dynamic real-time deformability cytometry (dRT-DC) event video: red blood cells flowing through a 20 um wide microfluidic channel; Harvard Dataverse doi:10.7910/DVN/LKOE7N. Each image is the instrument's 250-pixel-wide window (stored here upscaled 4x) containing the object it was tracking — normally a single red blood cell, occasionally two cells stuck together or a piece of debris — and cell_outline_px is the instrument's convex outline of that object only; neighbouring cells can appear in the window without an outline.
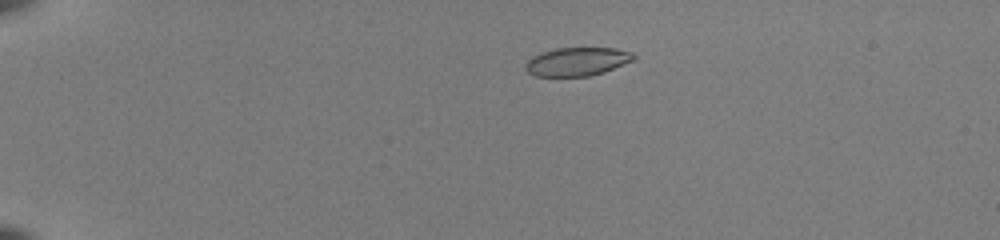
{"species": "common noctule bat (a hibernating species)", "species_latin": "Nyctalus noctula", "temperature_condition": "room temperature", "stored_images_in_passage": 51, "camera_frame_rate_fps": 3000, "um_per_image_px": 0.085, "animal": {"sex": "female", "body_mass_g": 22.0, "forearm_length_mm": 56.7}, "frame": {"image": 1, "passage_image": 11, "time_ms": 3.333, "image_size_px": [1000, 240], "cell_outline_px": [[636, 56], [632, 60], [604, 72], [588, 76], [536, 76], [528, 72], [524, 68], [524, 64], [532, 56], [540, 52], [556, 48], [616, 48], [632, 52]], "centroid_in_image_um": [49.01, 5.23], "position_along_channel_um": 36.0, "area_um2": 17.92}}
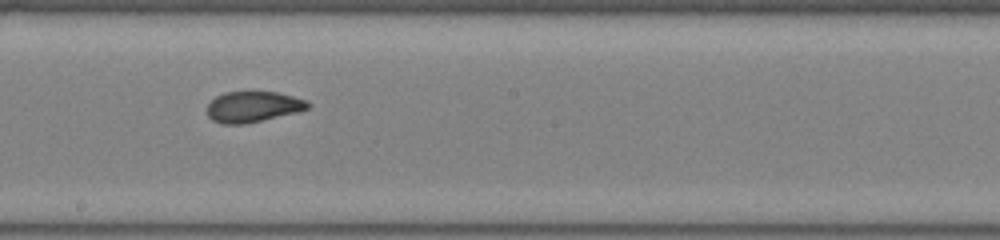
{"frame": {"image": 2, "passage_image": 31, "time_ms": 10.0, "image_size_px": [1000, 240], "cell_outline_px": [[312, 104], [308, 108], [296, 112], [244, 124], [220, 124], [212, 120], [208, 116], [208, 104], [216, 96], [224, 92], [276, 92], [308, 100]], "centroid_in_image_um": [21.5, 9.07], "position_along_channel_um": 226.7, "area_um2": 17.98}}
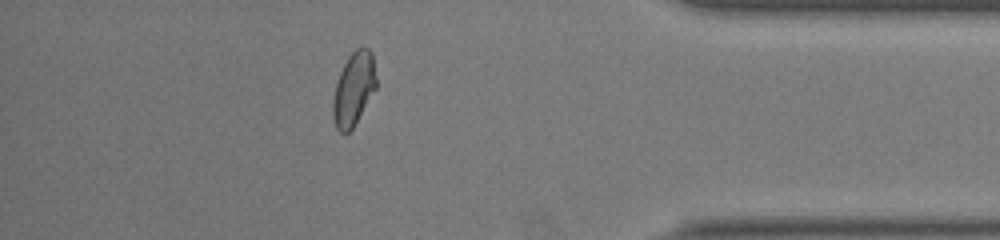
{"frame": {"image": 3, "passage_image": 46, "time_ms": 15.0, "image_size_px": [1000, 240], "cell_outline_px": [[376, 88], [352, 128], [348, 132], [340, 132], [336, 128], [332, 116], [332, 100], [336, 80], [348, 56], [356, 48], [368, 48], [372, 52], [376, 76]], "centroid_in_image_um": [30.04, 7.54], "position_along_channel_um": 405.2, "area_um2": 18.44}, "authors_computed_cell_mechanics": {"area_um2": 18.6694, "velocity_mm_per_s": 4.014, "shape_relaxation_time_tau1_ms": 7.4215, "shape_relaxation_time_tau2_ms": 1.0321, "deformation_change_tau1": 0.2248, "deformation_change_tau2": 0.0564}}